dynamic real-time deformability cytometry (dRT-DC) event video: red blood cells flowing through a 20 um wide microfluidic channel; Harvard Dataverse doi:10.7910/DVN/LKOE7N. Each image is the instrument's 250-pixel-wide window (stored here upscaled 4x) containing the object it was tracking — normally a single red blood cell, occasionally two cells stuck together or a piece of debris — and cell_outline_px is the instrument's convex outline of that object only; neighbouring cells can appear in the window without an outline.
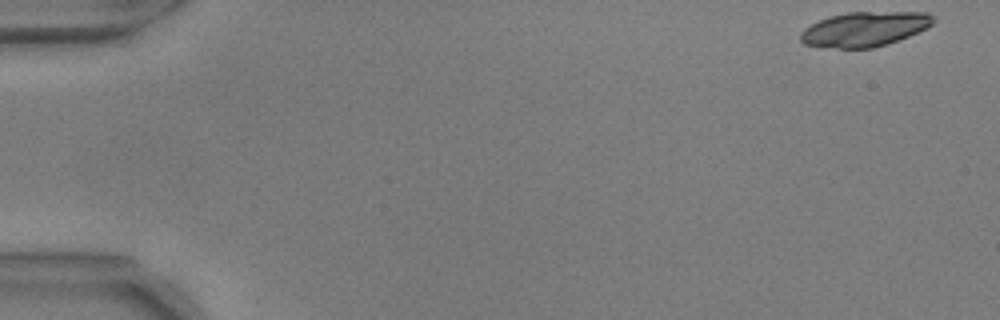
{"species": "common noctule bat (a hibernating species)", "species_latin": "Nyctalus noctula", "temperature_condition": "warm", "stored_images_in_passage": 6, "camera_frame_rate_fps": 3000, "um_per_image_px": 0.085, "animal": {"sex": "male", "body_mass_g": 17.9, "forearm_length_mm": 54.2}, "frame": {"image": 1, "passage_image": 1, "time_ms": 0.0, "image_size_px": [1000, 320], "cell_outline_px": [[936, 20], [932, 24], [908, 36], [888, 44], [872, 48], [836, 48], [804, 44], [800, 40], [800, 32], [804, 28], [828, 16], [848, 12], [928, 12], [936, 16]], "centroid_in_image_um": [73.5, 2.46], "position_along_channel_um": 11.5, "area_um2": 26.82}}